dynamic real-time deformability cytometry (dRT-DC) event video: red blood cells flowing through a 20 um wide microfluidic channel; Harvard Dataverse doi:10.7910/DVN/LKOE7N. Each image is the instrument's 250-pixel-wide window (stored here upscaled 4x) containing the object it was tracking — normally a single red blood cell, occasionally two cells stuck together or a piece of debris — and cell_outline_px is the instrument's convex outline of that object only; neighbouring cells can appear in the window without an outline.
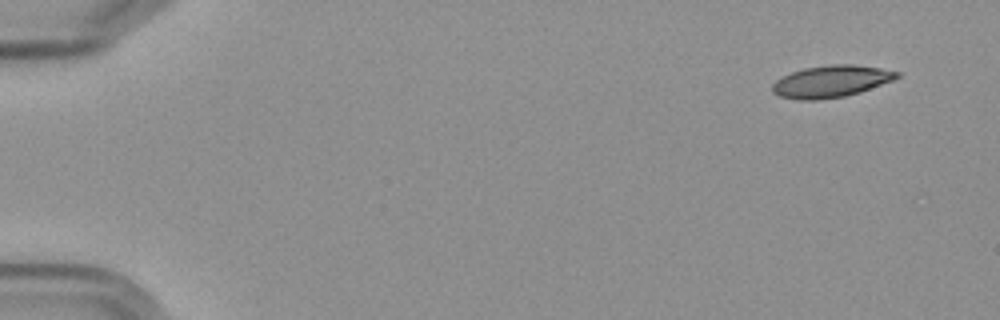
{"species": "Egyptian fruit bat (a non-hibernating species)", "species_latin": "Rousettus aegyptiacus", "temperature_condition": "cold", "stored_images_in_passage": 6, "camera_frame_rate_fps": 3000, "um_per_image_px": 0.085, "frame": {"image": 1, "passage_image": 1, "time_ms": 0.0, "image_size_px": [1000, 320], "cell_outline_px": [[900, 76], [892, 80], [860, 92], [844, 96], [820, 100], [796, 100], [780, 96], [772, 92], [772, 84], [776, 80], [792, 72], [804, 68], [828, 64], [852, 64], [880, 68], [900, 72]], "centroid_in_image_um": [70.62, 6.92], "position_along_channel_um": 14.4, "area_um2": 23.12}}
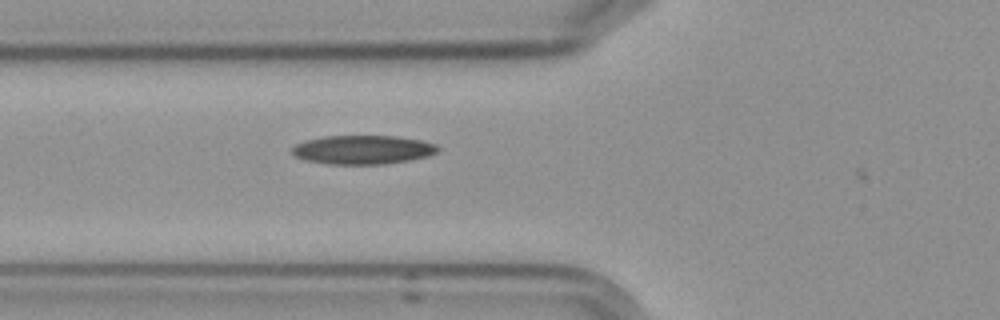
{"frame": {"image": 2, "passage_image": 6, "time_ms": 6.0, "image_size_px": [1000, 320], "cell_outline_px": [[440, 148], [436, 152], [428, 156], [408, 160], [384, 164], [328, 164], [304, 160], [296, 156], [292, 152], [292, 148], [296, 144], [304, 140], [324, 136], [396, 136], [420, 140], [436, 144]], "centroid_in_image_um": [30.82, 12.72], "position_along_channel_um": 95.0, "area_um2": 24.51}}